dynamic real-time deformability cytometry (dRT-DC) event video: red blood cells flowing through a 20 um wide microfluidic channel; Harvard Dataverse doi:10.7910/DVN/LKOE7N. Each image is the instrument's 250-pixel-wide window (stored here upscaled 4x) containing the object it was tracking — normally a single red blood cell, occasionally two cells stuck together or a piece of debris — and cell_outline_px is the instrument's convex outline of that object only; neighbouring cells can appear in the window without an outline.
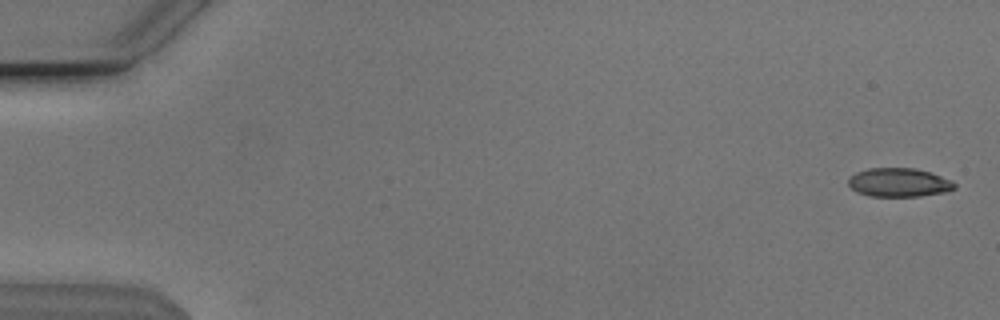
{"species": "Egyptian fruit bat (a non-hibernating species)", "species_latin": "Rousettus aegyptiacus", "temperature_condition": "cold", "stored_images_in_passage": 53, "camera_frame_rate_fps": 3000, "um_per_image_px": 0.085, "animal": {"sex": "male"}, "frame": {"image": 1, "passage_image": 1, "time_ms": 0.0, "image_size_px": [1000, 320], "cell_outline_px": [[956, 188], [944, 192], [920, 196], [868, 196], [856, 192], [848, 184], [848, 180], [856, 172], [868, 168], [916, 168], [940, 176], [956, 184]], "centroid_in_image_um": [76.37, 15.51], "position_along_channel_um": 8.6, "area_um2": 17.63}}
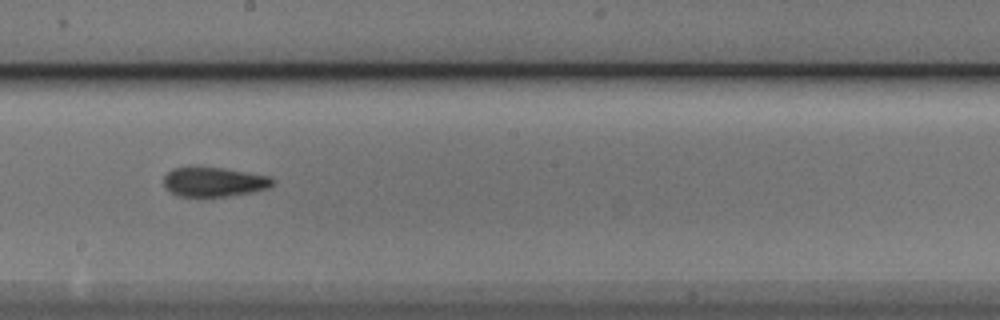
{"frame": {"image": 2, "passage_image": 30, "time_ms": 9.667, "image_size_px": [1000, 320], "cell_outline_px": [[272, 184], [268, 188], [252, 192], [228, 196], [180, 196], [168, 192], [164, 184], [164, 176], [172, 168], [192, 164], [196, 164], [224, 168], [272, 176]], "centroid_in_image_um": [18.13, 15.41], "position_along_channel_um": 230.1, "area_um2": 19.31}}
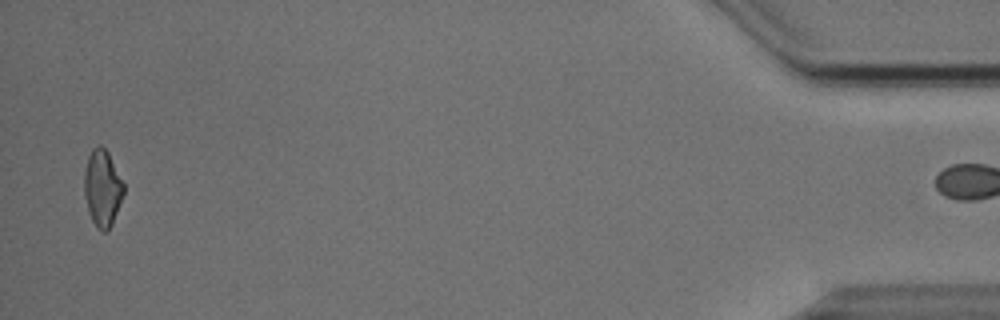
{"frame": {"image": 3, "passage_image": 52, "time_ms": 17.0, "image_size_px": [1000, 320], "cell_outline_px": [[124, 192], [112, 224], [108, 232], [104, 232], [96, 228], [88, 212], [84, 192], [84, 172], [88, 156], [92, 148], [100, 144], [108, 152], [124, 184]], "centroid_in_image_um": [8.69, 16.0], "position_along_channel_um": 426.5, "area_um2": 17.63}, "authors_computed_cell_mechanics": {"area_um2": 18.3226, "velocity_mm_per_s": 3.863, "shape_relaxation_time_tau1_ms": null, "shape_relaxation_time_tau2_ms": 4.8707, "deformation_change_tau1": null, "deformation_change_tau2": 0.1128}}